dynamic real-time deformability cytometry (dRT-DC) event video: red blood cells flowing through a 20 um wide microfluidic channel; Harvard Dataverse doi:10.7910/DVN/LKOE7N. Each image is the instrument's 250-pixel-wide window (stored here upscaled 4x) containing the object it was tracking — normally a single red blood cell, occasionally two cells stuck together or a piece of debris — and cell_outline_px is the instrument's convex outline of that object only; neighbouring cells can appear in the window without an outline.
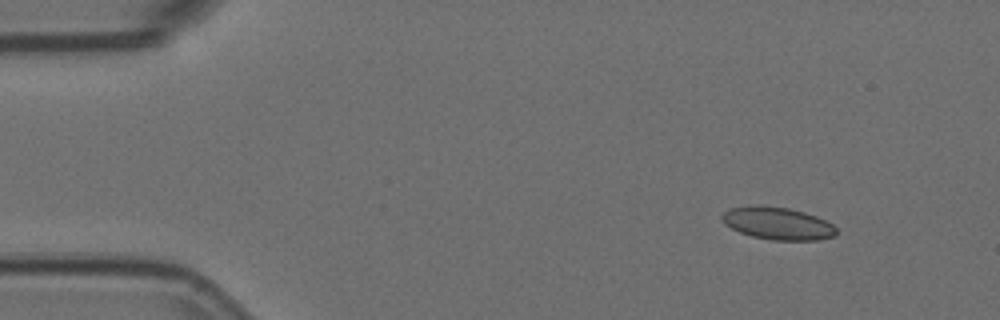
{"species": "Egyptian fruit bat (a non-hibernating species)", "species_latin": "Rousettus aegyptiacus", "temperature_condition": "room temperature", "stored_images_in_passage": 4, "camera_frame_rate_fps": 3000, "um_per_image_px": 0.085, "animal": {"sex": "female"}, "frame": {"image": 1, "passage_image": 1, "time_ms": 0.0, "image_size_px": [1000, 320], "cell_outline_px": [[836, 236], [816, 240], [772, 240], [752, 236], [740, 232], [724, 224], [720, 220], [720, 216], [724, 212], [732, 208], [752, 204], [760, 204], [788, 208], [804, 212], [816, 216], [832, 224], [836, 228]], "centroid_in_image_um": [66.07, 18.97], "position_along_channel_um": 18.9, "area_um2": 21.79}}